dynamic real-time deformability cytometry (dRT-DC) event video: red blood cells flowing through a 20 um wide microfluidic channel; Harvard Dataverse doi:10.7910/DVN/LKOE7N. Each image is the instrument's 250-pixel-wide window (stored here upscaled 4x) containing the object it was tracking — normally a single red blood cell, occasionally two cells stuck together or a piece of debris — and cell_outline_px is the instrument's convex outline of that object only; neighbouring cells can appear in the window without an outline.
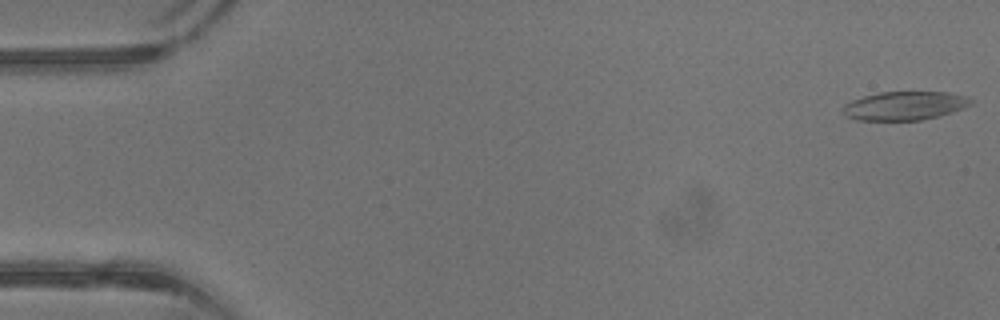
{"species": "common noctule bat (a hibernating species)", "species_latin": "Nyctalus noctula", "temperature_condition": "warm", "stored_images_in_passage": 41, "camera_frame_rate_fps": 3000, "um_per_image_px": 0.085, "animal": {"sex": "male", "body_mass_g": 13.3}, "frame": {"image": 1, "passage_image": 1, "time_ms": 0.0, "image_size_px": [1000, 320], "cell_outline_px": [[972, 104], [964, 108], [952, 112], [920, 120], [856, 120], [844, 116], [844, 104], [852, 100], [864, 96], [880, 92], [948, 92], [964, 96], [972, 100]], "centroid_in_image_um": [76.88, 8.99], "position_along_channel_um": 8.1, "area_um2": 21.21}}
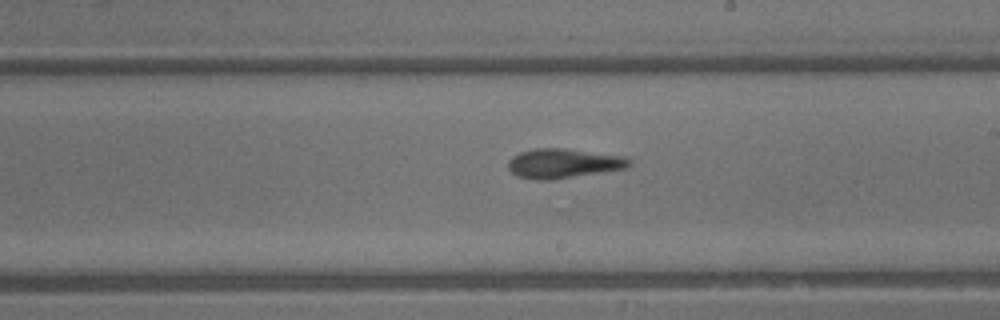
{"frame": {"image": 2, "passage_image": 24, "time_ms": 7.667, "image_size_px": [1000, 320], "cell_outline_px": [[632, 164], [628, 168], [552, 180], [536, 180], [516, 176], [508, 168], [508, 160], [512, 156], [520, 152], [536, 148], [564, 148], [624, 156], [632, 160]], "centroid_in_image_um": [47.9, 13.89], "position_along_channel_um": 241.1, "area_um2": 21.04}}
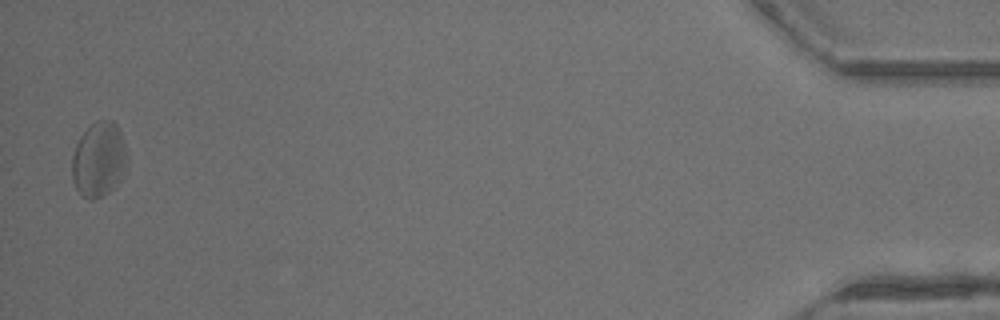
{"frame": {"image": 3, "passage_image": 41, "time_ms": 13.333, "image_size_px": [1000, 320], "cell_outline_px": [[128, 164], [120, 180], [108, 192], [92, 200], [88, 200], [80, 196], [72, 180], [72, 156], [76, 144], [80, 136], [96, 120], [112, 120], [116, 124], [120, 132], [124, 144]], "centroid_in_image_um": [8.38, 13.58], "position_along_channel_um": 426.8, "area_um2": 24.1}, "authors_computed_cell_mechanics": {"area_um2": 20.9814, "velocity_mm_per_s": 4.9765, "shape_relaxation_time_tau1_ms": 9.1788, "shape_relaxation_time_tau2_ms": 4.0875, "deformation_change_tau1": 0.2233, "deformation_change_tau2": 0.1653}}